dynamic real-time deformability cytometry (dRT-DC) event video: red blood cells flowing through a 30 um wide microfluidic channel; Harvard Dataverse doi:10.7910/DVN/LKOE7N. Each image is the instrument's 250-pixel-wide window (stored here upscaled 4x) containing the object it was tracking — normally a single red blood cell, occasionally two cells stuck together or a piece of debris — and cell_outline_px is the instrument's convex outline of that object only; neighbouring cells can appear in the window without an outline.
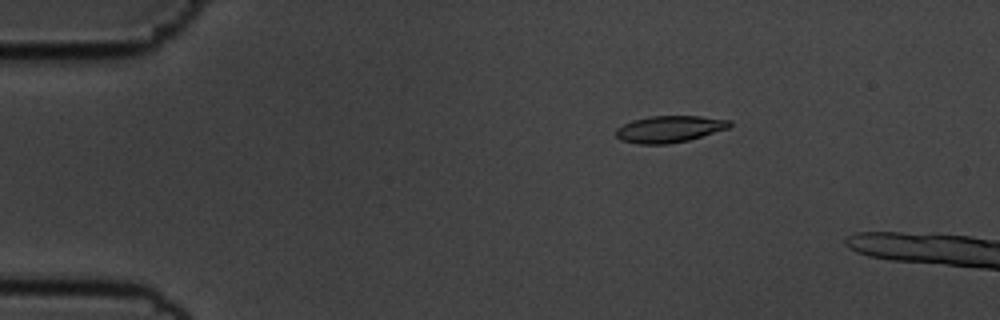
{"species": "common noctule bat (a hibernating species)", "species_latin": "Nyctalus noctula", "temperature_condition": "cold", "stored_images_in_passage": 16, "camera_frame_rate_fps": 3000, "um_per_image_px": 0.085, "animal": {"sex": "male", "body_mass_g": 19.5, "forearm_length_mm": 54.6}, "frame": {"image": 1, "passage_image": 10, "time_ms": 3.0, "image_size_px": [1000, 320], "cell_outline_px": [[732, 124], [728, 128], [688, 140], [668, 144], [640, 144], [620, 140], [616, 136], [616, 128], [632, 120], [648, 116], [700, 116], [732, 120]], "centroid_in_image_um": [56.89, 10.96], "position_along_channel_um": 28.1, "area_um2": 17.69}}